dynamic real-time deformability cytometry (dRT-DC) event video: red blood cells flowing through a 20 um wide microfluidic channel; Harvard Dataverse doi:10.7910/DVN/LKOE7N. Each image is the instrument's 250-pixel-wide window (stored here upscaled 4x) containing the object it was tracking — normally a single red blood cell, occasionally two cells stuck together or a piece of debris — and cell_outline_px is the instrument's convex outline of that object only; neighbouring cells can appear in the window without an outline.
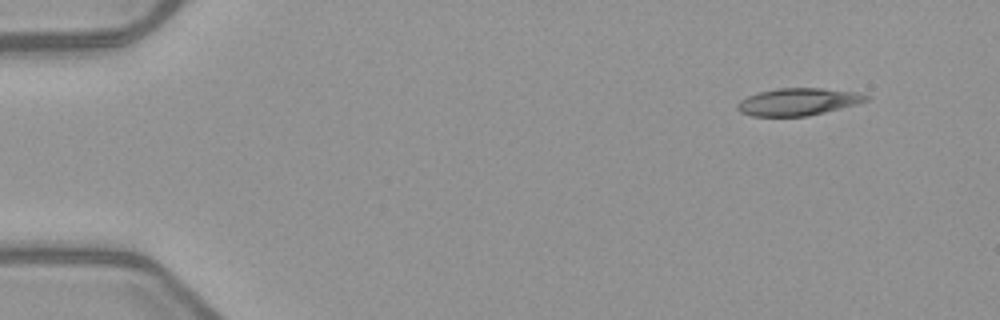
{"species": "common noctule bat (a hibernating species)", "species_latin": "Nyctalus noctula", "temperature_condition": "warm", "stored_images_in_passage": 4, "camera_frame_rate_fps": 3000, "um_per_image_px": 0.085, "animal": {"sex": "female", "body_mass_g": 21.9}, "frame": {"image": 1, "passage_image": 1, "time_ms": 0.0, "image_size_px": [1000, 320], "cell_outline_px": [[872, 96], [868, 100], [856, 104], [808, 116], [752, 116], [740, 112], [736, 108], [736, 104], [740, 100], [748, 96], [760, 92], [776, 88], [824, 88], [856, 92]], "centroid_in_image_um": [67.83, 8.65], "position_along_channel_um": 17.2, "area_um2": 20.46}}
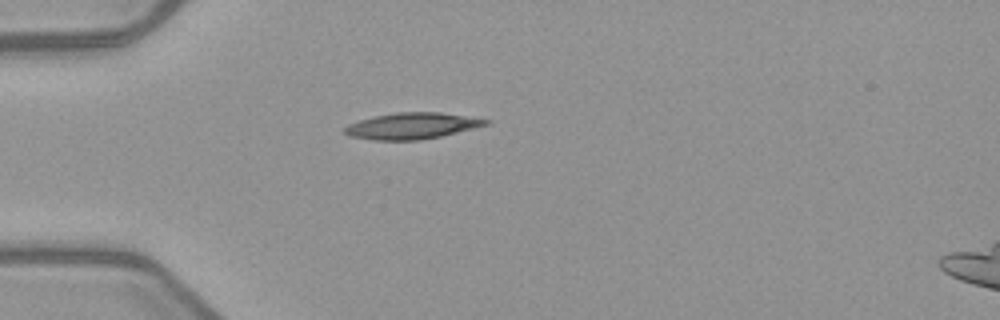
{"frame": {"image": 2, "passage_image": 4, "time_ms": 3.333, "image_size_px": [1000, 320], "cell_outline_px": [[492, 120], [488, 124], [440, 136], [420, 140], [372, 140], [348, 136], [344, 132], [344, 128], [348, 124], [360, 120], [376, 116], [396, 112], [440, 112]], "centroid_in_image_um": [34.98, 10.7], "position_along_channel_um": 50.0, "area_um2": 21.39}}